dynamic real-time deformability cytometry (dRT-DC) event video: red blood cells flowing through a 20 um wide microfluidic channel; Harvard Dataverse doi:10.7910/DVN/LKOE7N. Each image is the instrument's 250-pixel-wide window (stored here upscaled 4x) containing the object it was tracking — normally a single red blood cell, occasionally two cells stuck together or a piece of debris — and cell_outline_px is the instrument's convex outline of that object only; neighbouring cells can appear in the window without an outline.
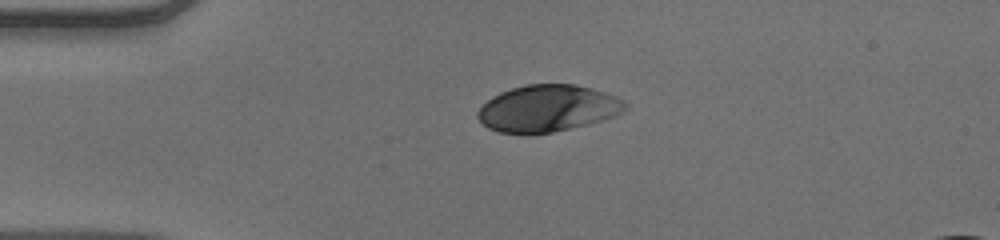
{"species": "human", "species_latin": "Homo sapiens", "temperature_condition": "warm", "stored_images_in_passage": 41, "camera_frame_rate_fps": 3000, "um_per_image_px": 0.085, "donor": {"sex": "male"}, "frame": {"image": 1, "passage_image": 1, "time_ms": 0.0, "image_size_px": [1000, 240], "cell_outline_px": [[628, 108], [612, 116], [600, 120], [552, 132], [500, 132], [488, 128], [476, 116], [476, 112], [492, 96], [500, 92], [524, 84], [576, 84], [592, 88], [616, 96], [624, 100], [628, 104]], "centroid_in_image_um": [46.55, 9.17], "position_along_channel_um": 38.5, "area_um2": 39.54}}
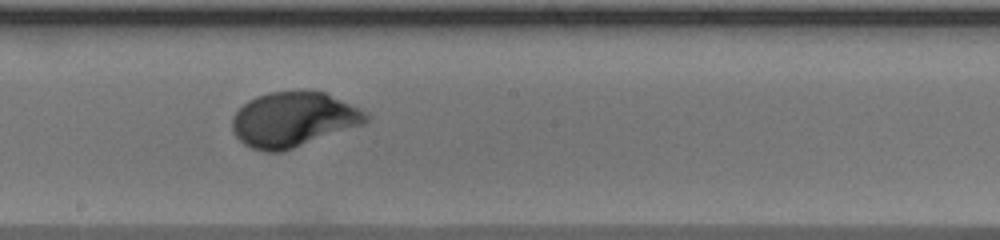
{"frame": {"image": 2, "passage_image": 18, "time_ms": 5.667, "image_size_px": [1000, 240], "cell_outline_px": [[368, 120], [364, 124], [280, 152], [264, 152], [252, 148], [244, 144], [236, 136], [232, 128], [232, 116], [248, 100], [256, 96], [268, 92], [300, 88], [304, 88], [324, 92], [360, 108], [368, 112]], "centroid_in_image_um": [24.93, 10.11], "position_along_channel_um": 223.3, "area_um2": 43.18}}
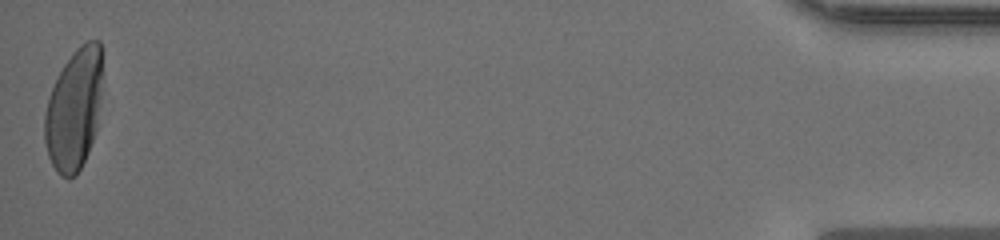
{"frame": {"image": 3, "passage_image": 41, "time_ms": 13.333, "image_size_px": [1000, 240], "cell_outline_px": [[100, 100], [96, 132], [88, 152], [76, 176], [68, 180], [60, 176], [56, 172], [48, 156], [44, 140], [44, 112], [52, 88], [64, 64], [76, 48], [80, 44], [88, 40], [100, 40]], "centroid_in_image_um": [6.27, 9.36], "position_along_channel_um": 428.9, "area_um2": 40.69}, "authors_computed_cell_mechanics": {"area_um2": 41.4426, "velocity_mm_per_s": 3.8898, "shape_relaxation_time_tau1_ms": 2.7501, "shape_relaxation_time_tau2_ms": null, "deformation_change_tau1": 0.1731, "deformation_change_tau2": null}}